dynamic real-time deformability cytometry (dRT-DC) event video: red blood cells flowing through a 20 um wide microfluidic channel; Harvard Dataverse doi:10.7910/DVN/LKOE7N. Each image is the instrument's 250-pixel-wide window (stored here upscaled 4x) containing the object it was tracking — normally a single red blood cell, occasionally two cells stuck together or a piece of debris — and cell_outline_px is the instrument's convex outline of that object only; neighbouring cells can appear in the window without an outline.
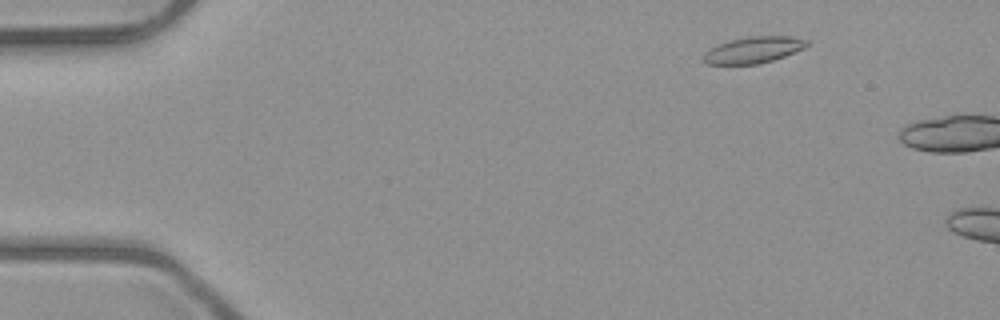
{"species": "common noctule bat (a hibernating species)", "species_latin": "Nyctalus noctula", "temperature_condition": "room temperature", "stored_images_in_passage": 3, "camera_frame_rate_fps": 3000, "um_per_image_px": 0.085, "animal": {"sex": "male", "body_mass_g": 23.1, "forearm_length_mm": 52.7}, "frame": {"image": 1, "passage_image": 2, "time_ms": 1.333, "image_size_px": [1000, 320], "cell_outline_px": [[812, 44], [804, 48], [784, 56], [772, 60], [756, 64], [708, 64], [700, 60], [704, 52], [720, 44], [732, 40], [748, 36], [792, 36], [808, 40]], "centroid_in_image_um": [64.06, 4.24], "position_along_channel_um": 20.9, "area_um2": 15.9}}